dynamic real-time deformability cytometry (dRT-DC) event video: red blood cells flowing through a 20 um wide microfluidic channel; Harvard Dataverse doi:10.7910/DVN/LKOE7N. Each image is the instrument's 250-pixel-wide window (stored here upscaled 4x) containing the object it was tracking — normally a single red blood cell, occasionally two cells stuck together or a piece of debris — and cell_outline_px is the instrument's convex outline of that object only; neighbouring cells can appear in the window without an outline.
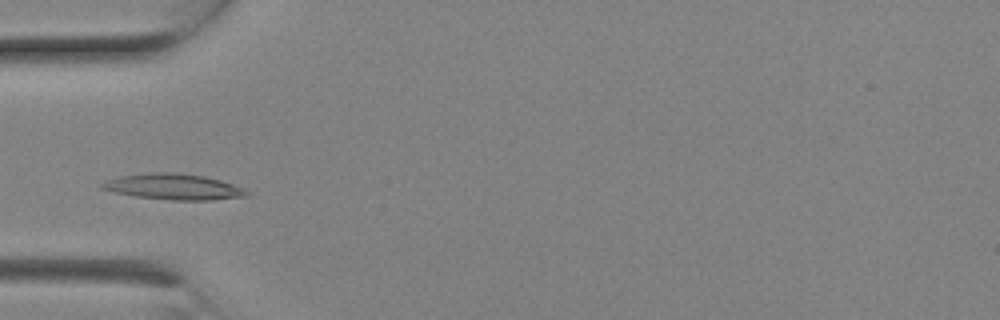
{"species": "Egyptian fruit bat (a non-hibernating species)", "species_latin": "Rousettus aegyptiacus", "temperature_condition": "room temperature", "stored_images_in_passage": 8, "camera_frame_rate_fps": 3000, "um_per_image_px": 0.085, "animal": {"sex": "female"}, "frame": {"image": 1, "passage_image": 6, "time_ms": 1.667, "image_size_px": [1000, 320], "cell_outline_px": [[248, 196], [212, 200], [172, 200], [136, 196], [112, 192], [100, 188], [100, 184], [108, 180], [120, 176], [152, 172], [176, 172], [204, 176], [220, 180], [244, 188], [248, 192]], "centroid_in_image_um": [14.75, 15.87], "position_along_channel_um": 70.2, "area_um2": 21.73}}
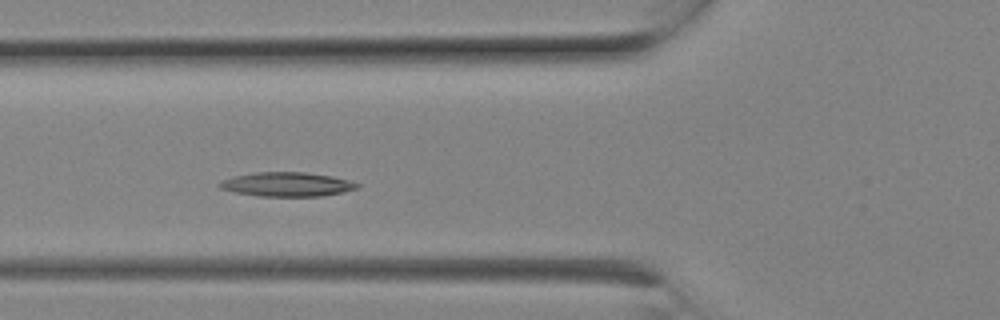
{"frame": {"image": 2, "passage_image": 7, "time_ms": 2.0, "image_size_px": [1000, 320], "cell_outline_px": [[360, 188], [324, 196], [260, 196], [236, 192], [220, 188], [216, 184], [232, 176], [256, 172], [304, 172], [332, 176], [348, 180], [360, 184]], "centroid_in_image_um": [24.41, 15.67], "position_along_channel_um": 101.4, "area_um2": 19.36}}
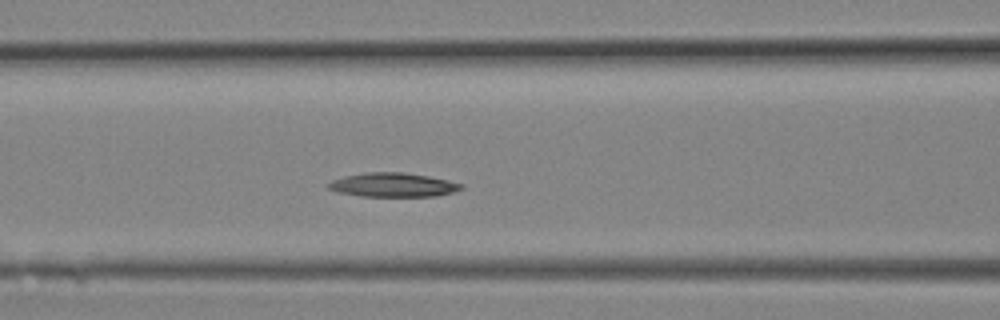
{"frame": {"image": 3, "passage_image": 8, "time_ms": 2.333, "image_size_px": [1000, 320], "cell_outline_px": [[464, 188], [452, 192], [436, 196], [360, 196], [340, 192], [328, 188], [328, 184], [332, 180], [344, 176], [364, 172], [404, 172], [428, 176], [448, 180], [464, 184]], "centroid_in_image_um": [33.43, 15.71], "position_along_channel_um": 133.2, "area_um2": 18.55}}